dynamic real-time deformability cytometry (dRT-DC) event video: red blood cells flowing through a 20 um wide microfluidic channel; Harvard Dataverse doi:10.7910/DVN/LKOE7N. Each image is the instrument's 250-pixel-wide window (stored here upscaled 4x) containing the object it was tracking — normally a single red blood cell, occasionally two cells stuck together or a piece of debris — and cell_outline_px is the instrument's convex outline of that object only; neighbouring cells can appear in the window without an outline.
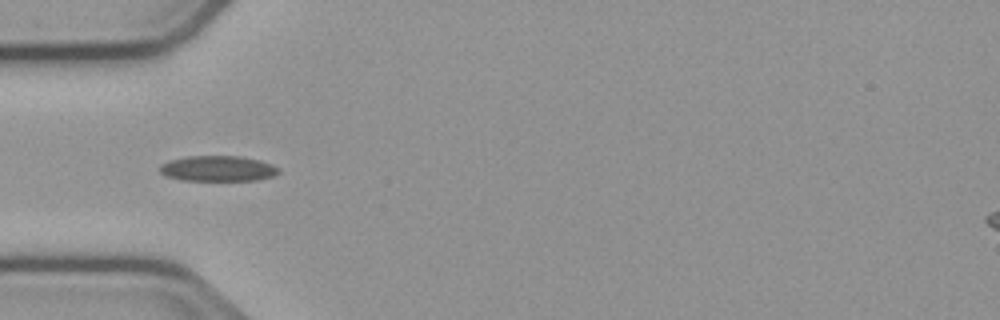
{"species": "common noctule bat (a hibernating species)", "species_latin": "Nyctalus noctula", "temperature_condition": "cold", "stored_images_in_passage": 10, "camera_frame_rate_fps": 3000, "um_per_image_px": 0.085, "animal": {"sex": "male", "body_mass_g": 23.1, "forearm_length_mm": 52.7}, "frame": {"image": 1, "passage_image": 4, "time_ms": 1.0, "image_size_px": [1000, 320], "cell_outline_px": [[280, 172], [272, 176], [256, 180], [180, 180], [164, 176], [160, 172], [160, 164], [168, 160], [188, 156], [240, 156], [260, 160], [272, 164], [280, 168]], "centroid_in_image_um": [18.5, 14.32], "position_along_channel_um": 66.5, "area_um2": 17.8}}